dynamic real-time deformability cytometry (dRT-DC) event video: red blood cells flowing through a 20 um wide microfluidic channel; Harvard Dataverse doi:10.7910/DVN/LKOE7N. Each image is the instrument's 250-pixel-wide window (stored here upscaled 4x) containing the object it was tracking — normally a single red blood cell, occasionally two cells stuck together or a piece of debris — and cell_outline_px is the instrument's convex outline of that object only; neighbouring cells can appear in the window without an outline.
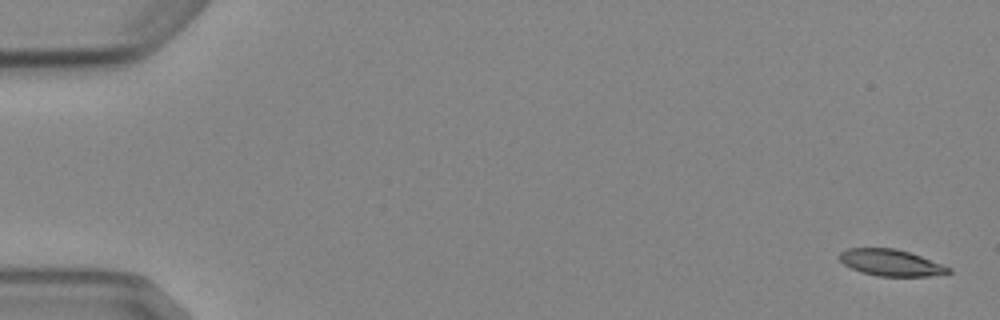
{"species": "Egyptian fruit bat (a non-hibernating species)", "species_latin": "Rousettus aegyptiacus", "temperature_condition": "cold", "stored_images_in_passage": 6, "camera_frame_rate_fps": 3000, "um_per_image_px": 0.085, "animal": {"sex": "female"}, "frame": {"image": 1, "passage_image": 1, "time_ms": 0.0, "image_size_px": [1000, 320], "cell_outline_px": [[952, 272], [928, 276], [876, 276], [860, 272], [844, 264], [836, 256], [840, 252], [848, 248], [896, 248], [920, 256], [952, 268]], "centroid_in_image_um": [75.68, 22.32], "position_along_channel_um": 9.3, "area_um2": 16.82}}
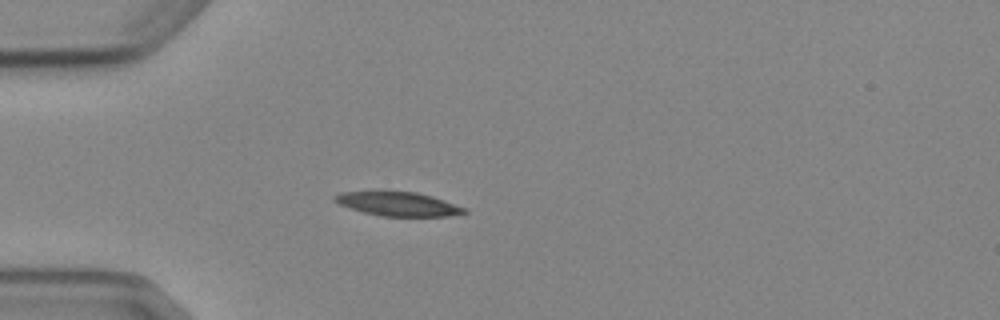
{"frame": {"image": 2, "passage_image": 5, "time_ms": 4.667, "image_size_px": [1000, 320], "cell_outline_px": [[468, 212], [448, 216], [384, 216], [364, 212], [340, 204], [332, 200], [332, 196], [340, 192], [416, 192], [432, 196], [468, 208]], "centroid_in_image_um": [33.88, 17.34], "position_along_channel_um": 51.1, "area_um2": 17.86}}